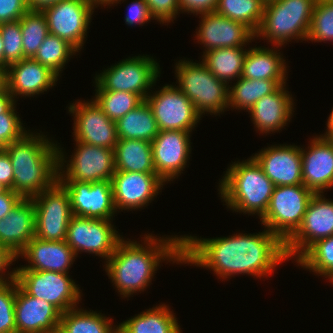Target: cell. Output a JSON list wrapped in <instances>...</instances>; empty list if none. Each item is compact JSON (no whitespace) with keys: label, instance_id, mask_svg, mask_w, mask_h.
<instances>
[{"label":"cell","instance_id":"cell-43","mask_svg":"<svg viewBox=\"0 0 333 333\" xmlns=\"http://www.w3.org/2000/svg\"><path fill=\"white\" fill-rule=\"evenodd\" d=\"M20 117L15 113V104L0 114V152L5 151L8 144L20 140L27 134Z\"/></svg>","mask_w":333,"mask_h":333},{"label":"cell","instance_id":"cell-44","mask_svg":"<svg viewBox=\"0 0 333 333\" xmlns=\"http://www.w3.org/2000/svg\"><path fill=\"white\" fill-rule=\"evenodd\" d=\"M152 16L160 23H168L181 11L179 0H145Z\"/></svg>","mask_w":333,"mask_h":333},{"label":"cell","instance_id":"cell-53","mask_svg":"<svg viewBox=\"0 0 333 333\" xmlns=\"http://www.w3.org/2000/svg\"><path fill=\"white\" fill-rule=\"evenodd\" d=\"M8 89V69L0 67V93Z\"/></svg>","mask_w":333,"mask_h":333},{"label":"cell","instance_id":"cell-10","mask_svg":"<svg viewBox=\"0 0 333 333\" xmlns=\"http://www.w3.org/2000/svg\"><path fill=\"white\" fill-rule=\"evenodd\" d=\"M31 199L35 207V237L46 241H65L73 216L65 187L57 180Z\"/></svg>","mask_w":333,"mask_h":333},{"label":"cell","instance_id":"cell-3","mask_svg":"<svg viewBox=\"0 0 333 333\" xmlns=\"http://www.w3.org/2000/svg\"><path fill=\"white\" fill-rule=\"evenodd\" d=\"M38 135L28 132L6 148L13 168V191L23 199H31L50 188L66 162L57 144Z\"/></svg>","mask_w":333,"mask_h":333},{"label":"cell","instance_id":"cell-12","mask_svg":"<svg viewBox=\"0 0 333 333\" xmlns=\"http://www.w3.org/2000/svg\"><path fill=\"white\" fill-rule=\"evenodd\" d=\"M157 122L159 131L182 130L192 132L201 115L185 94L173 85H165L160 91L145 99Z\"/></svg>","mask_w":333,"mask_h":333},{"label":"cell","instance_id":"cell-14","mask_svg":"<svg viewBox=\"0 0 333 333\" xmlns=\"http://www.w3.org/2000/svg\"><path fill=\"white\" fill-rule=\"evenodd\" d=\"M333 235V201L315 193L308 203L301 226L285 242L287 258L296 260L317 240Z\"/></svg>","mask_w":333,"mask_h":333},{"label":"cell","instance_id":"cell-9","mask_svg":"<svg viewBox=\"0 0 333 333\" xmlns=\"http://www.w3.org/2000/svg\"><path fill=\"white\" fill-rule=\"evenodd\" d=\"M15 280L30 296L54 305L62 314L75 308L80 289L67 273L15 269Z\"/></svg>","mask_w":333,"mask_h":333},{"label":"cell","instance_id":"cell-7","mask_svg":"<svg viewBox=\"0 0 333 333\" xmlns=\"http://www.w3.org/2000/svg\"><path fill=\"white\" fill-rule=\"evenodd\" d=\"M314 194L303 184L274 186L268 208L260 218L262 224L285 243L301 226Z\"/></svg>","mask_w":333,"mask_h":333},{"label":"cell","instance_id":"cell-19","mask_svg":"<svg viewBox=\"0 0 333 333\" xmlns=\"http://www.w3.org/2000/svg\"><path fill=\"white\" fill-rule=\"evenodd\" d=\"M164 183L156 173L115 171L111 185L116 210L144 207Z\"/></svg>","mask_w":333,"mask_h":333},{"label":"cell","instance_id":"cell-24","mask_svg":"<svg viewBox=\"0 0 333 333\" xmlns=\"http://www.w3.org/2000/svg\"><path fill=\"white\" fill-rule=\"evenodd\" d=\"M24 256L30 265L16 269L67 273L76 255L66 241H46L34 237L17 258Z\"/></svg>","mask_w":333,"mask_h":333},{"label":"cell","instance_id":"cell-58","mask_svg":"<svg viewBox=\"0 0 333 333\" xmlns=\"http://www.w3.org/2000/svg\"><path fill=\"white\" fill-rule=\"evenodd\" d=\"M7 190H8V188L5 185H3L2 183H0V194L6 192Z\"/></svg>","mask_w":333,"mask_h":333},{"label":"cell","instance_id":"cell-54","mask_svg":"<svg viewBox=\"0 0 333 333\" xmlns=\"http://www.w3.org/2000/svg\"><path fill=\"white\" fill-rule=\"evenodd\" d=\"M89 3H91L94 7L96 6V5H106V4H108V5H110V0H87Z\"/></svg>","mask_w":333,"mask_h":333},{"label":"cell","instance_id":"cell-25","mask_svg":"<svg viewBox=\"0 0 333 333\" xmlns=\"http://www.w3.org/2000/svg\"><path fill=\"white\" fill-rule=\"evenodd\" d=\"M8 90L15 96H33L51 88L58 76L33 58H24L8 66Z\"/></svg>","mask_w":333,"mask_h":333},{"label":"cell","instance_id":"cell-42","mask_svg":"<svg viewBox=\"0 0 333 333\" xmlns=\"http://www.w3.org/2000/svg\"><path fill=\"white\" fill-rule=\"evenodd\" d=\"M17 281L0 284V333H17L15 323V298Z\"/></svg>","mask_w":333,"mask_h":333},{"label":"cell","instance_id":"cell-17","mask_svg":"<svg viewBox=\"0 0 333 333\" xmlns=\"http://www.w3.org/2000/svg\"><path fill=\"white\" fill-rule=\"evenodd\" d=\"M68 108L75 116V141L115 149L118 142L116 121L111 120L94 100L77 102Z\"/></svg>","mask_w":333,"mask_h":333},{"label":"cell","instance_id":"cell-5","mask_svg":"<svg viewBox=\"0 0 333 333\" xmlns=\"http://www.w3.org/2000/svg\"><path fill=\"white\" fill-rule=\"evenodd\" d=\"M317 0H266L256 37L281 46L290 39L306 40ZM273 41V42H272Z\"/></svg>","mask_w":333,"mask_h":333},{"label":"cell","instance_id":"cell-38","mask_svg":"<svg viewBox=\"0 0 333 333\" xmlns=\"http://www.w3.org/2000/svg\"><path fill=\"white\" fill-rule=\"evenodd\" d=\"M296 261L306 269L333 278V235L317 240Z\"/></svg>","mask_w":333,"mask_h":333},{"label":"cell","instance_id":"cell-59","mask_svg":"<svg viewBox=\"0 0 333 333\" xmlns=\"http://www.w3.org/2000/svg\"><path fill=\"white\" fill-rule=\"evenodd\" d=\"M119 1H121V0H110V4H114V3H119Z\"/></svg>","mask_w":333,"mask_h":333},{"label":"cell","instance_id":"cell-20","mask_svg":"<svg viewBox=\"0 0 333 333\" xmlns=\"http://www.w3.org/2000/svg\"><path fill=\"white\" fill-rule=\"evenodd\" d=\"M14 313L17 333H54L62 315L49 302L28 295L18 283Z\"/></svg>","mask_w":333,"mask_h":333},{"label":"cell","instance_id":"cell-1","mask_svg":"<svg viewBox=\"0 0 333 333\" xmlns=\"http://www.w3.org/2000/svg\"><path fill=\"white\" fill-rule=\"evenodd\" d=\"M286 259L285 243L268 229L203 240L182 237V263L211 268L224 279L238 273L266 276Z\"/></svg>","mask_w":333,"mask_h":333},{"label":"cell","instance_id":"cell-34","mask_svg":"<svg viewBox=\"0 0 333 333\" xmlns=\"http://www.w3.org/2000/svg\"><path fill=\"white\" fill-rule=\"evenodd\" d=\"M112 320L97 312L73 308L61 315L59 330L62 333H118Z\"/></svg>","mask_w":333,"mask_h":333},{"label":"cell","instance_id":"cell-57","mask_svg":"<svg viewBox=\"0 0 333 333\" xmlns=\"http://www.w3.org/2000/svg\"><path fill=\"white\" fill-rule=\"evenodd\" d=\"M327 129H333V109L328 118Z\"/></svg>","mask_w":333,"mask_h":333},{"label":"cell","instance_id":"cell-50","mask_svg":"<svg viewBox=\"0 0 333 333\" xmlns=\"http://www.w3.org/2000/svg\"><path fill=\"white\" fill-rule=\"evenodd\" d=\"M17 259V256H15L8 248L0 245V284L1 283H6L9 282V280H14L15 279V270H13V272H10L8 275V280L7 277L5 278L2 277L3 275V271L10 266V264Z\"/></svg>","mask_w":333,"mask_h":333},{"label":"cell","instance_id":"cell-52","mask_svg":"<svg viewBox=\"0 0 333 333\" xmlns=\"http://www.w3.org/2000/svg\"><path fill=\"white\" fill-rule=\"evenodd\" d=\"M15 103H16V101L11 96L8 89L4 92H1L0 93V114L6 113Z\"/></svg>","mask_w":333,"mask_h":333},{"label":"cell","instance_id":"cell-8","mask_svg":"<svg viewBox=\"0 0 333 333\" xmlns=\"http://www.w3.org/2000/svg\"><path fill=\"white\" fill-rule=\"evenodd\" d=\"M159 64L151 57L135 56L111 66L96 76L97 90L126 91L144 100L160 75Z\"/></svg>","mask_w":333,"mask_h":333},{"label":"cell","instance_id":"cell-40","mask_svg":"<svg viewBox=\"0 0 333 333\" xmlns=\"http://www.w3.org/2000/svg\"><path fill=\"white\" fill-rule=\"evenodd\" d=\"M3 48V68L24 59L22 31L19 20L0 24Z\"/></svg>","mask_w":333,"mask_h":333},{"label":"cell","instance_id":"cell-60","mask_svg":"<svg viewBox=\"0 0 333 333\" xmlns=\"http://www.w3.org/2000/svg\"><path fill=\"white\" fill-rule=\"evenodd\" d=\"M319 1H322V2H333V0H319Z\"/></svg>","mask_w":333,"mask_h":333},{"label":"cell","instance_id":"cell-29","mask_svg":"<svg viewBox=\"0 0 333 333\" xmlns=\"http://www.w3.org/2000/svg\"><path fill=\"white\" fill-rule=\"evenodd\" d=\"M115 170L156 173L151 142L137 139H118L114 149Z\"/></svg>","mask_w":333,"mask_h":333},{"label":"cell","instance_id":"cell-22","mask_svg":"<svg viewBox=\"0 0 333 333\" xmlns=\"http://www.w3.org/2000/svg\"><path fill=\"white\" fill-rule=\"evenodd\" d=\"M253 158L274 186L303 184L301 147L273 145L256 153Z\"/></svg>","mask_w":333,"mask_h":333},{"label":"cell","instance_id":"cell-4","mask_svg":"<svg viewBox=\"0 0 333 333\" xmlns=\"http://www.w3.org/2000/svg\"><path fill=\"white\" fill-rule=\"evenodd\" d=\"M219 184L221 197L229 208L256 213L260 218L268 208L274 189L273 182L253 157L230 165Z\"/></svg>","mask_w":333,"mask_h":333},{"label":"cell","instance_id":"cell-23","mask_svg":"<svg viewBox=\"0 0 333 333\" xmlns=\"http://www.w3.org/2000/svg\"><path fill=\"white\" fill-rule=\"evenodd\" d=\"M308 148H301L302 182L314 193H323L333 187V146L320 135L312 139Z\"/></svg>","mask_w":333,"mask_h":333},{"label":"cell","instance_id":"cell-55","mask_svg":"<svg viewBox=\"0 0 333 333\" xmlns=\"http://www.w3.org/2000/svg\"><path fill=\"white\" fill-rule=\"evenodd\" d=\"M325 138L331 143V145L333 146V129H328V131L326 132Z\"/></svg>","mask_w":333,"mask_h":333},{"label":"cell","instance_id":"cell-51","mask_svg":"<svg viewBox=\"0 0 333 333\" xmlns=\"http://www.w3.org/2000/svg\"><path fill=\"white\" fill-rule=\"evenodd\" d=\"M29 10L32 11H43L45 8L50 7L53 4L58 3L62 0H26Z\"/></svg>","mask_w":333,"mask_h":333},{"label":"cell","instance_id":"cell-37","mask_svg":"<svg viewBox=\"0 0 333 333\" xmlns=\"http://www.w3.org/2000/svg\"><path fill=\"white\" fill-rule=\"evenodd\" d=\"M19 21L24 57L33 58L45 37L49 35L46 17L42 11L28 10Z\"/></svg>","mask_w":333,"mask_h":333},{"label":"cell","instance_id":"cell-26","mask_svg":"<svg viewBox=\"0 0 333 333\" xmlns=\"http://www.w3.org/2000/svg\"><path fill=\"white\" fill-rule=\"evenodd\" d=\"M35 237V207L32 199H22L0 219V245L17 256Z\"/></svg>","mask_w":333,"mask_h":333},{"label":"cell","instance_id":"cell-18","mask_svg":"<svg viewBox=\"0 0 333 333\" xmlns=\"http://www.w3.org/2000/svg\"><path fill=\"white\" fill-rule=\"evenodd\" d=\"M189 134L182 130L159 131L151 142L155 172L164 182L175 179L185 168L191 151Z\"/></svg>","mask_w":333,"mask_h":333},{"label":"cell","instance_id":"cell-48","mask_svg":"<svg viewBox=\"0 0 333 333\" xmlns=\"http://www.w3.org/2000/svg\"><path fill=\"white\" fill-rule=\"evenodd\" d=\"M0 183L13 190V168L6 150L0 152Z\"/></svg>","mask_w":333,"mask_h":333},{"label":"cell","instance_id":"cell-45","mask_svg":"<svg viewBox=\"0 0 333 333\" xmlns=\"http://www.w3.org/2000/svg\"><path fill=\"white\" fill-rule=\"evenodd\" d=\"M28 10L26 0H0V24L20 20Z\"/></svg>","mask_w":333,"mask_h":333},{"label":"cell","instance_id":"cell-61","mask_svg":"<svg viewBox=\"0 0 333 333\" xmlns=\"http://www.w3.org/2000/svg\"><path fill=\"white\" fill-rule=\"evenodd\" d=\"M54 333H62L59 329H57Z\"/></svg>","mask_w":333,"mask_h":333},{"label":"cell","instance_id":"cell-27","mask_svg":"<svg viewBox=\"0 0 333 333\" xmlns=\"http://www.w3.org/2000/svg\"><path fill=\"white\" fill-rule=\"evenodd\" d=\"M285 84L275 92L259 99L248 111L252 121L261 133L279 131L286 126L293 111V100Z\"/></svg>","mask_w":333,"mask_h":333},{"label":"cell","instance_id":"cell-32","mask_svg":"<svg viewBox=\"0 0 333 333\" xmlns=\"http://www.w3.org/2000/svg\"><path fill=\"white\" fill-rule=\"evenodd\" d=\"M242 47L219 48L204 52L202 63L220 80L240 78L247 50ZM228 82V83H227Z\"/></svg>","mask_w":333,"mask_h":333},{"label":"cell","instance_id":"cell-30","mask_svg":"<svg viewBox=\"0 0 333 333\" xmlns=\"http://www.w3.org/2000/svg\"><path fill=\"white\" fill-rule=\"evenodd\" d=\"M176 319L162 304L117 325L118 333H181Z\"/></svg>","mask_w":333,"mask_h":333},{"label":"cell","instance_id":"cell-16","mask_svg":"<svg viewBox=\"0 0 333 333\" xmlns=\"http://www.w3.org/2000/svg\"><path fill=\"white\" fill-rule=\"evenodd\" d=\"M76 142L77 149L69 161L70 164L68 163L66 166L67 171L58 172V180H75L86 183L111 181L116 171L114 150Z\"/></svg>","mask_w":333,"mask_h":333},{"label":"cell","instance_id":"cell-41","mask_svg":"<svg viewBox=\"0 0 333 333\" xmlns=\"http://www.w3.org/2000/svg\"><path fill=\"white\" fill-rule=\"evenodd\" d=\"M307 40L333 41V2L316 1Z\"/></svg>","mask_w":333,"mask_h":333},{"label":"cell","instance_id":"cell-28","mask_svg":"<svg viewBox=\"0 0 333 333\" xmlns=\"http://www.w3.org/2000/svg\"><path fill=\"white\" fill-rule=\"evenodd\" d=\"M285 60L277 50L251 48L247 50L241 77L252 80H286Z\"/></svg>","mask_w":333,"mask_h":333},{"label":"cell","instance_id":"cell-31","mask_svg":"<svg viewBox=\"0 0 333 333\" xmlns=\"http://www.w3.org/2000/svg\"><path fill=\"white\" fill-rule=\"evenodd\" d=\"M118 139H137L152 142L159 133L152 109L144 100L134 110L116 121Z\"/></svg>","mask_w":333,"mask_h":333},{"label":"cell","instance_id":"cell-39","mask_svg":"<svg viewBox=\"0 0 333 333\" xmlns=\"http://www.w3.org/2000/svg\"><path fill=\"white\" fill-rule=\"evenodd\" d=\"M96 94L95 103L113 121H117L144 101L140 95L126 91L96 90Z\"/></svg>","mask_w":333,"mask_h":333},{"label":"cell","instance_id":"cell-6","mask_svg":"<svg viewBox=\"0 0 333 333\" xmlns=\"http://www.w3.org/2000/svg\"><path fill=\"white\" fill-rule=\"evenodd\" d=\"M177 86L202 116L224 112L229 104V86L220 81L203 63L181 60L176 64Z\"/></svg>","mask_w":333,"mask_h":333},{"label":"cell","instance_id":"cell-49","mask_svg":"<svg viewBox=\"0 0 333 333\" xmlns=\"http://www.w3.org/2000/svg\"><path fill=\"white\" fill-rule=\"evenodd\" d=\"M23 198L15 193L13 190L8 189L6 192L0 194V219L4 218Z\"/></svg>","mask_w":333,"mask_h":333},{"label":"cell","instance_id":"cell-56","mask_svg":"<svg viewBox=\"0 0 333 333\" xmlns=\"http://www.w3.org/2000/svg\"><path fill=\"white\" fill-rule=\"evenodd\" d=\"M3 48L4 44L2 43V39L0 36V67L3 68Z\"/></svg>","mask_w":333,"mask_h":333},{"label":"cell","instance_id":"cell-47","mask_svg":"<svg viewBox=\"0 0 333 333\" xmlns=\"http://www.w3.org/2000/svg\"><path fill=\"white\" fill-rule=\"evenodd\" d=\"M218 0H179L182 12L202 14L214 11Z\"/></svg>","mask_w":333,"mask_h":333},{"label":"cell","instance_id":"cell-46","mask_svg":"<svg viewBox=\"0 0 333 333\" xmlns=\"http://www.w3.org/2000/svg\"><path fill=\"white\" fill-rule=\"evenodd\" d=\"M155 19L145 0H134L128 9L125 22L128 25H142L145 22Z\"/></svg>","mask_w":333,"mask_h":333},{"label":"cell","instance_id":"cell-33","mask_svg":"<svg viewBox=\"0 0 333 333\" xmlns=\"http://www.w3.org/2000/svg\"><path fill=\"white\" fill-rule=\"evenodd\" d=\"M234 86H229V104L236 109L249 111L261 98L275 92L285 80H252L244 77L237 79Z\"/></svg>","mask_w":333,"mask_h":333},{"label":"cell","instance_id":"cell-13","mask_svg":"<svg viewBox=\"0 0 333 333\" xmlns=\"http://www.w3.org/2000/svg\"><path fill=\"white\" fill-rule=\"evenodd\" d=\"M94 6L87 0H62L45 8L49 34L58 36L77 50L82 49Z\"/></svg>","mask_w":333,"mask_h":333},{"label":"cell","instance_id":"cell-35","mask_svg":"<svg viewBox=\"0 0 333 333\" xmlns=\"http://www.w3.org/2000/svg\"><path fill=\"white\" fill-rule=\"evenodd\" d=\"M266 0H218L215 12L247 26L254 34L261 24Z\"/></svg>","mask_w":333,"mask_h":333},{"label":"cell","instance_id":"cell-21","mask_svg":"<svg viewBox=\"0 0 333 333\" xmlns=\"http://www.w3.org/2000/svg\"><path fill=\"white\" fill-rule=\"evenodd\" d=\"M201 18L196 37L206 47L205 52L219 48L243 47L255 37L243 23L215 11L202 13Z\"/></svg>","mask_w":333,"mask_h":333},{"label":"cell","instance_id":"cell-15","mask_svg":"<svg viewBox=\"0 0 333 333\" xmlns=\"http://www.w3.org/2000/svg\"><path fill=\"white\" fill-rule=\"evenodd\" d=\"M67 190L74 216L112 220L117 211L111 181L78 182L58 180Z\"/></svg>","mask_w":333,"mask_h":333},{"label":"cell","instance_id":"cell-36","mask_svg":"<svg viewBox=\"0 0 333 333\" xmlns=\"http://www.w3.org/2000/svg\"><path fill=\"white\" fill-rule=\"evenodd\" d=\"M76 52L78 50L68 41L49 34L45 37L33 59L49 68L59 77V72L62 71V68L69 60V56Z\"/></svg>","mask_w":333,"mask_h":333},{"label":"cell","instance_id":"cell-2","mask_svg":"<svg viewBox=\"0 0 333 333\" xmlns=\"http://www.w3.org/2000/svg\"><path fill=\"white\" fill-rule=\"evenodd\" d=\"M148 235L144 237L145 247L136 241H124L122 237L106 261L105 270L123 297L145 290L161 260L168 258L173 263H182L181 236L158 240Z\"/></svg>","mask_w":333,"mask_h":333},{"label":"cell","instance_id":"cell-11","mask_svg":"<svg viewBox=\"0 0 333 333\" xmlns=\"http://www.w3.org/2000/svg\"><path fill=\"white\" fill-rule=\"evenodd\" d=\"M110 220L72 216L68 224L66 243L75 255L79 251L95 253L108 260L121 237Z\"/></svg>","mask_w":333,"mask_h":333}]
</instances>
